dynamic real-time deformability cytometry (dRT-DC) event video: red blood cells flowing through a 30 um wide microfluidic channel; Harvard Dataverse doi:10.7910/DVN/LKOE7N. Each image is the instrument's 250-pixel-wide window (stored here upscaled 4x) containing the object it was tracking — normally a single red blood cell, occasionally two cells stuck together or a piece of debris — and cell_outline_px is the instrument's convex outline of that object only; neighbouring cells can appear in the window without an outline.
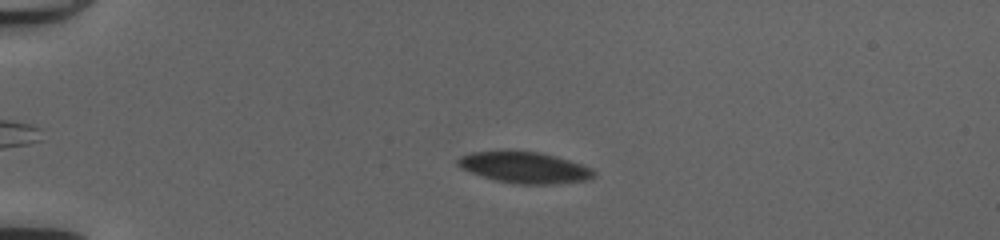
{"species": "common noctule bat (a hibernating species)", "species_latin": "Nyctalus noctula", "temperature_condition": "cold", "stored_images_in_passage": 54, "camera_frame_rate_fps": 3000, "um_per_image_px": 0.085, "animal": {"sex": "female", "body_mass_g": 20.0, "forearm_length_mm": 54.0}, "frame": {"image": 1, "passage_image": 14, "time_ms": 4.333, "image_size_px": [1000, 240], "cell_outline_px": [[592, 176], [584, 180], [548, 184], [516, 184], [496, 180], [460, 168], [456, 164], [456, 160], [460, 156], [472, 152], [536, 152], [568, 160], [592, 168]], "centroid_in_image_um": [44.52, 14.25], "position_along_channel_um": 40.5, "area_um2": 23.81}}
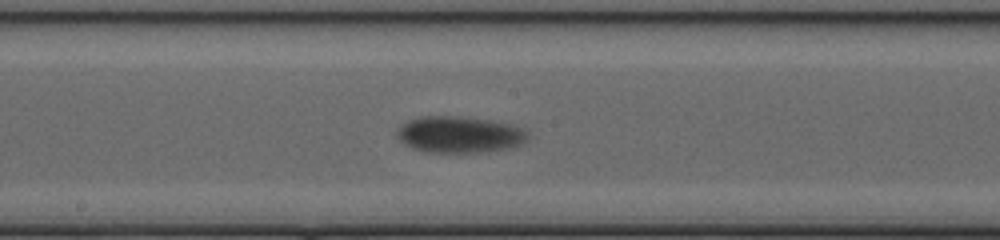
{"frame": {"image": 2, "passage_image": 31, "time_ms": 10.0, "image_size_px": [1000, 240], "cell_outline_px": [[528, 136], [520, 144], [508, 148], [472, 152], [428, 152], [412, 148], [404, 144], [396, 136], [396, 128], [400, 124], [408, 120], [420, 116], [460, 116], [492, 120], [508, 124], [520, 128]], "centroid_in_image_um": [38.94, 11.42], "position_along_channel_um": 209.3, "area_um2": 27.57}}
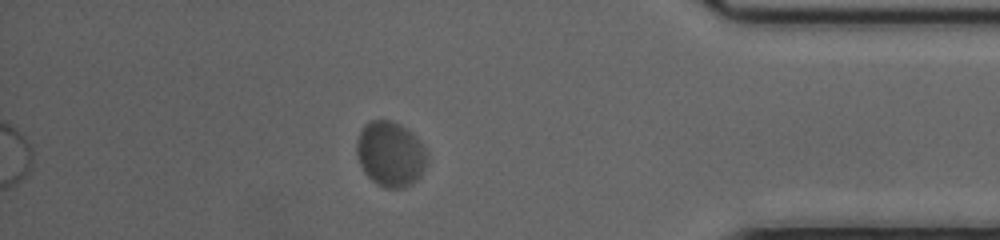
{"frame": {"image": 3, "passage_image": 48, "time_ms": 15.667, "image_size_px": [1000, 240], "cell_outline_px": [[424, 168], [420, 176], [412, 184], [404, 188], [384, 188], [376, 184], [364, 172], [360, 164], [356, 152], [356, 140], [364, 124], [372, 120], [388, 120], [400, 124], [408, 128], [420, 140], [424, 148]], "centroid_in_image_um": [33.15, 13.09], "position_along_channel_um": 402.1, "area_um2": 26.7}, "authors_computed_cell_mechanics": {"area_um2": 26.0389, "velocity_mm_per_s": 3.8959, "shape_relaxation_time_tau1_ms": 2.485, "shape_relaxation_time_tau2_ms": null, "deformation_change_tau1": 0.0608, "deformation_change_tau2": null}}